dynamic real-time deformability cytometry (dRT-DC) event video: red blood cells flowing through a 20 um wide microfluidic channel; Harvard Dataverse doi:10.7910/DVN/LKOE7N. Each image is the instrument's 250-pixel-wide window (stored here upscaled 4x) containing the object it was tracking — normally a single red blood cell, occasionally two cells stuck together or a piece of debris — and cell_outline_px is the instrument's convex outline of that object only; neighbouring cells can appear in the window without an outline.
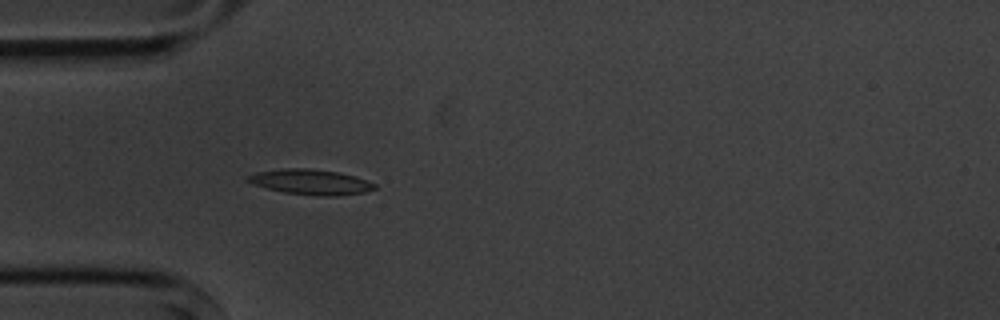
{"species": "common noctule bat (a hibernating species)", "species_latin": "Nyctalus noctula", "temperature_condition": "cold", "stored_images_in_passage": 1, "camera_frame_rate_fps": 3000, "um_per_image_px": 0.085, "animal": {"sex": "male", "body_mass_g": 20.1, "forearm_length_mm": 53.5}, "frame": {"image": 1, "passage_image": 1, "time_ms": 0.0, "image_size_px": [1000, 320], "cell_outline_px": [[376, 188], [364, 192], [336, 196], [324, 196], [284, 192], [252, 184], [244, 180], [244, 176], [256, 172], [280, 168], [308, 168], [340, 172], [376, 184]], "centroid_in_image_um": [26.33, 15.45], "position_along_channel_um": 58.7, "area_um2": 18.61}}